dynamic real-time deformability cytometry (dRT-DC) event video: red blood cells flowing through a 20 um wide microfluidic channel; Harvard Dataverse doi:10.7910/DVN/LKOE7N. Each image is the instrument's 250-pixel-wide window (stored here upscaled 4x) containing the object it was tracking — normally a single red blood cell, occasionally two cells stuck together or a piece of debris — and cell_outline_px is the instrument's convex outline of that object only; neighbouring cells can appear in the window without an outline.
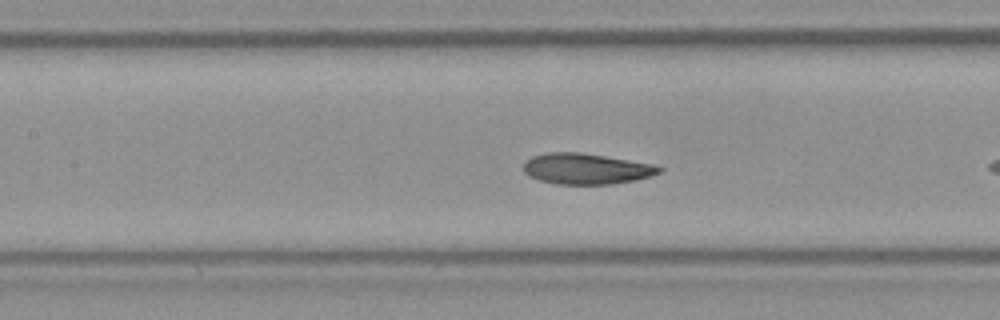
{"species": "Egyptian fruit bat (a non-hibernating species)", "species_latin": "Rousettus aegyptiacus", "temperature_condition": "room temperature", "stored_images_in_passage": 36, "camera_frame_rate_fps": 3000, "um_per_image_px": 0.085, "frame": {"image": 1, "passage_image": 8, "time_ms": 2.333, "image_size_px": [1000, 320], "cell_outline_px": [[664, 168], [660, 172], [652, 176], [636, 180], [612, 184], [556, 184], [540, 180], [528, 176], [524, 172], [524, 160], [532, 156], [548, 152], [580, 152], [652, 164]], "centroid_in_image_um": [49.81, 14.35], "position_along_channel_um": 157.6, "area_um2": 24.39}}
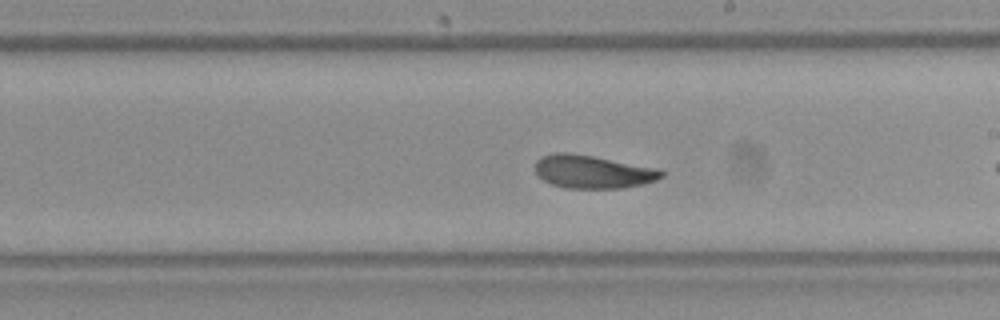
{"frame": {"image": 2, "passage_image": 14, "time_ms": 4.333, "image_size_px": [1000, 320], "cell_outline_px": [[664, 176], [656, 180], [644, 184], [620, 188], [564, 188], [552, 184], [536, 176], [536, 160], [540, 156], [556, 152], [572, 152], [660, 168], [664, 172]], "centroid_in_image_um": [50.39, 14.58], "position_along_channel_um": 238.6, "area_um2": 24.74}}
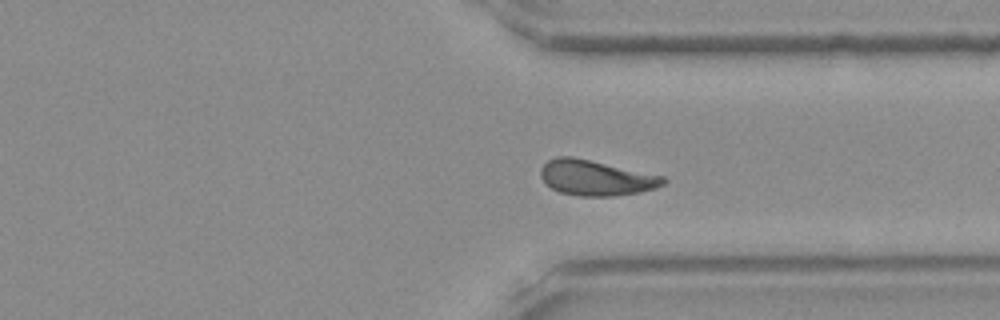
{"frame": {"image": 3, "passage_image": 23, "time_ms": 7.333, "image_size_px": [1000, 320], "cell_outline_px": [[668, 180], [664, 184], [656, 188], [640, 192], [616, 196], [580, 196], [560, 192], [544, 184], [540, 176], [540, 168], [548, 160], [556, 156], [572, 156], [664, 176]], "centroid_in_image_um": [50.64, 15.11], "position_along_channel_um": 360.8, "area_um2": 25.43}, "authors_computed_cell_mechanics": {"area_um2": 24.6806, "velocity_mm_per_s": 4.0614, "shape_relaxation_time_tau1_ms": 3.3204, "shape_relaxation_time_tau2_ms": 1.9531, "deformation_change_tau1": 0.0999, "deformation_change_tau2": 0.0481}}